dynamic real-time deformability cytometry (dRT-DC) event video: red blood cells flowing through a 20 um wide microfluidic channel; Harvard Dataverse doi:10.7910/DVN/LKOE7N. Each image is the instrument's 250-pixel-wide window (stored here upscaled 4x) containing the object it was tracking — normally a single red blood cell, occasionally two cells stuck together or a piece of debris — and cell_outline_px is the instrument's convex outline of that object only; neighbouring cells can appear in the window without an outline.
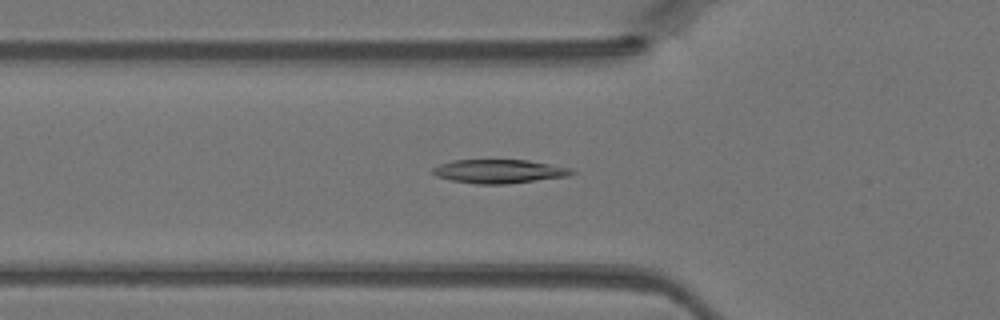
{"species": "Egyptian fruit bat (a non-hibernating species)", "species_latin": "Rousettus aegyptiacus", "temperature_condition": "warm", "stored_images_in_passage": 44, "camera_frame_rate_fps": 3000, "um_per_image_px": 0.085, "animal": {"sex": "female"}, "frame": {"image": 1, "passage_image": 15, "time_ms": 4.667, "image_size_px": [1000, 320], "cell_outline_px": [[576, 172], [568, 176], [508, 184], [476, 184], [452, 180], [436, 176], [432, 172], [432, 168], [440, 164], [452, 160], [528, 160], [572, 168]], "centroid_in_image_um": [42.43, 14.56], "position_along_channel_um": 83.4, "area_um2": 19.25}}
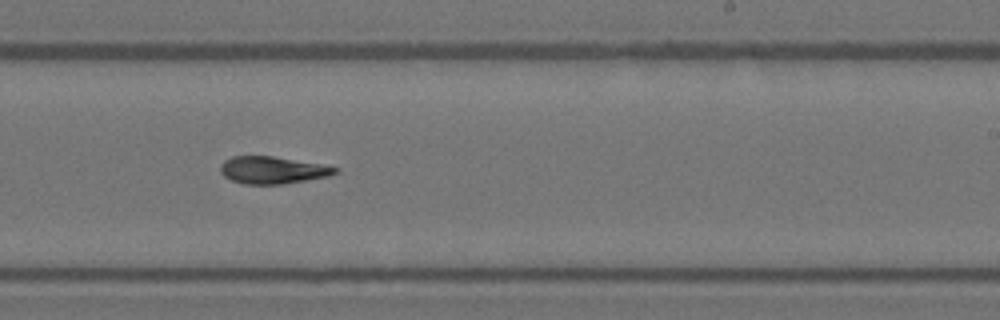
{"frame": {"image": 2, "passage_image": 27, "time_ms": 8.667, "image_size_px": [1000, 320], "cell_outline_px": [[340, 172], [328, 176], [284, 184], [244, 184], [232, 180], [224, 176], [220, 172], [220, 168], [224, 160], [232, 156], [272, 156], [320, 164], [340, 168]], "centroid_in_image_um": [23.17, 14.46], "position_along_channel_um": 265.8, "area_um2": 18.15}}
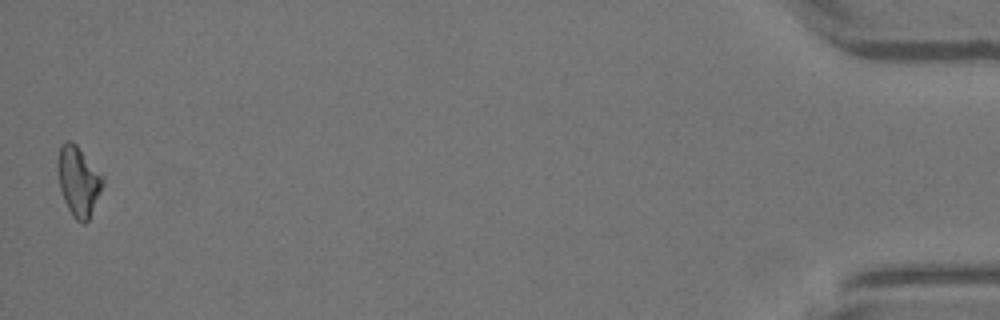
{"frame": {"image": 3, "passage_image": 44, "time_ms": 14.333, "image_size_px": [1000, 320], "cell_outline_px": [[104, 184], [88, 220], [84, 224], [76, 220], [72, 216], [64, 200], [60, 188], [56, 168], [56, 164], [60, 144], [64, 140], [72, 140], [76, 144], [104, 176]], "centroid_in_image_um": [6.65, 15.35], "position_along_channel_um": 428.6, "area_um2": 18.55}}